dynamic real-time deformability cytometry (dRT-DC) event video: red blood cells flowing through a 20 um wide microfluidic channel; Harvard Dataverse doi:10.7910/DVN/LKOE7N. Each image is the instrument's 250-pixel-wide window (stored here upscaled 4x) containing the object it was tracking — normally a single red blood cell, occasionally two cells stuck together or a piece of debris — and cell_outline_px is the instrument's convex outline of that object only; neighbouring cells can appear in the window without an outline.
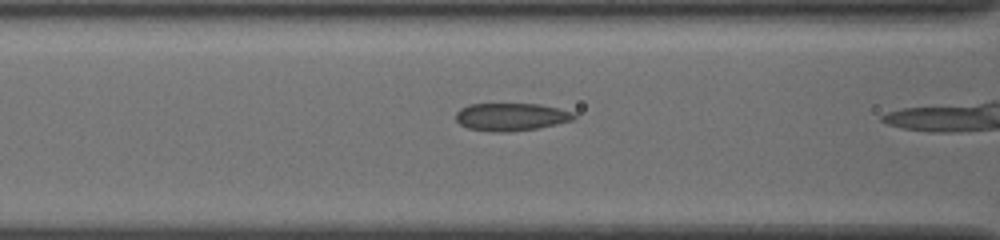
{"species": "common noctule bat (a hibernating species)", "species_latin": "Nyctalus noctula", "temperature_condition": "cold", "stored_images_in_passage": 42, "camera_frame_rate_fps": 3000, "um_per_image_px": 0.085, "animal": {"sex": "female", "body_mass_g": 19.5, "forearm_length_mm": 54.1}, "frame": {"image": 1, "passage_image": 21, "time_ms": 6.667, "image_size_px": [1000, 240], "cell_outline_px": [[576, 116], [572, 120], [556, 124], [536, 128], [508, 132], [492, 132], [468, 128], [460, 124], [456, 120], [456, 112], [460, 108], [468, 104], [540, 104], [576, 112]], "centroid_in_image_um": [43.43, 9.93], "position_along_channel_um": 123.2, "area_um2": 19.13}}
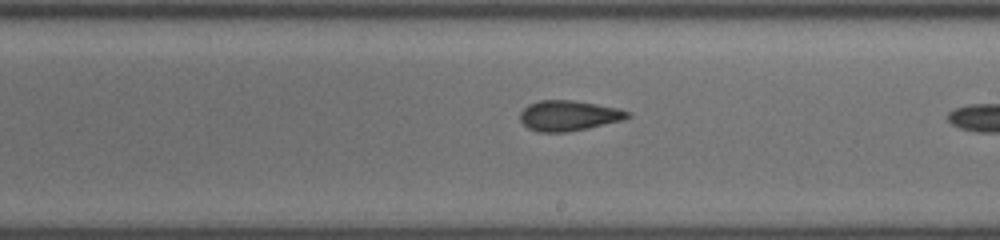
{"frame": {"image": 2, "passage_image": 30, "time_ms": 9.667, "image_size_px": [1000, 240], "cell_outline_px": [[632, 116], [624, 120], [588, 128], [568, 132], [536, 132], [528, 128], [520, 120], [520, 112], [528, 104], [540, 100], [572, 100], [620, 108], [632, 112]], "centroid_in_image_um": [48.37, 9.83], "position_along_channel_um": 240.6, "area_um2": 19.25}}
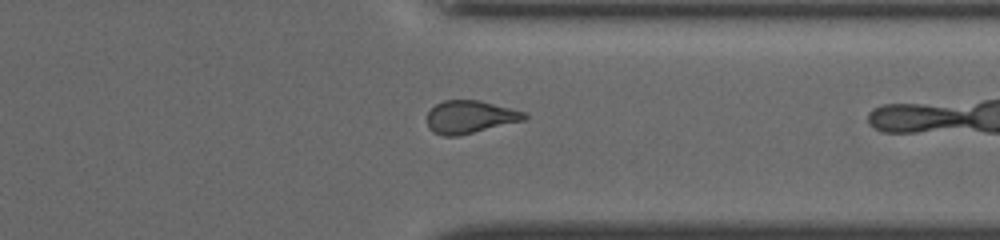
{"frame": {"image": 3, "passage_image": 40, "time_ms": 13.0, "image_size_px": [1000, 240], "cell_outline_px": [[528, 116], [524, 120], [456, 136], [444, 136], [432, 132], [428, 128], [428, 112], [436, 104], [444, 100], [480, 100], [524, 112]], "centroid_in_image_um": [39.91, 9.93], "position_along_channel_um": 371.5, "area_um2": 18.32}}